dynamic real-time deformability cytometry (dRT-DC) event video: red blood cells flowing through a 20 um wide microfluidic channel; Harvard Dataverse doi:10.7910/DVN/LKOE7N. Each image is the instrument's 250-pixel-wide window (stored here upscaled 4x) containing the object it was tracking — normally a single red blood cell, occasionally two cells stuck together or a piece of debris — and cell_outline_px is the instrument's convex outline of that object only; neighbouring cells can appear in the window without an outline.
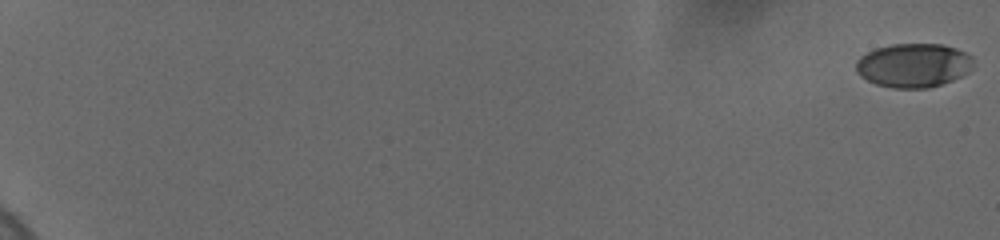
{"species": "human", "species_latin": "Homo sapiens", "temperature_condition": "cold", "stored_images_in_passage": 42, "camera_frame_rate_fps": 3000, "um_per_image_px": 0.085, "donor": {"sex": "female"}, "frame": {"image": 1, "passage_image": 1, "time_ms": 0.0, "image_size_px": [1000, 240], "cell_outline_px": [[972, 64], [968, 72], [952, 80], [928, 88], [892, 88], [876, 84], [860, 76], [856, 72], [856, 60], [860, 56], [876, 48], [892, 44], [944, 44], [956, 48], [972, 56]], "centroid_in_image_um": [77.62, 5.55], "position_along_channel_um": 7.4, "area_um2": 30.0}}
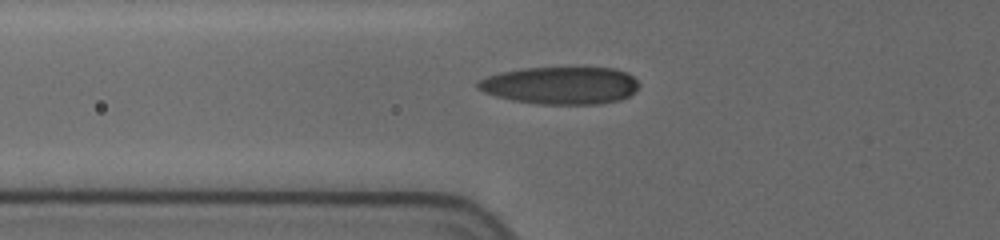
{"frame": {"image": 2, "passage_image": 24, "time_ms": 8.333, "image_size_px": [1000, 240], "cell_outline_px": [[640, 84], [628, 96], [620, 100], [600, 104], [536, 104], [512, 100], [496, 96], [484, 92], [476, 88], [476, 84], [480, 80], [488, 76], [500, 72], [520, 68], [568, 64], [572, 64], [616, 68], [628, 72]], "centroid_in_image_um": [47.67, 7.2], "position_along_channel_um": 78.1, "area_um2": 36.7}}
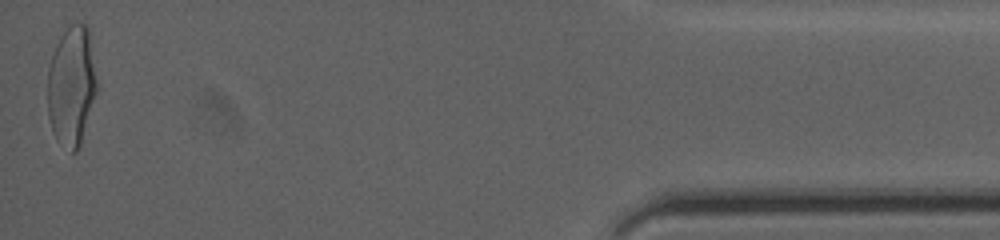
{"frame": {"image": 3, "passage_image": 42, "time_ms": 19.667, "image_size_px": [1000, 240], "cell_outline_px": [[96, 92], [80, 144], [76, 152], [72, 152], [56, 140], [52, 132], [48, 116], [48, 68], [56, 44], [60, 36], [72, 24], [84, 24], [88, 28], [96, 80]], "centroid_in_image_um": [6.05, 7.33], "position_along_channel_um": 429.1, "area_um2": 33.76}, "authors_computed_cell_mechanics": {"area_um2": 32.1079, "velocity_mm_per_s": 3.6863, "shape_relaxation_time_tau1_ms": 5.2296, "shape_relaxation_time_tau2_ms": 0.8776, "deformation_change_tau1": 0.1962, "deformation_change_tau2": 0.0587}}